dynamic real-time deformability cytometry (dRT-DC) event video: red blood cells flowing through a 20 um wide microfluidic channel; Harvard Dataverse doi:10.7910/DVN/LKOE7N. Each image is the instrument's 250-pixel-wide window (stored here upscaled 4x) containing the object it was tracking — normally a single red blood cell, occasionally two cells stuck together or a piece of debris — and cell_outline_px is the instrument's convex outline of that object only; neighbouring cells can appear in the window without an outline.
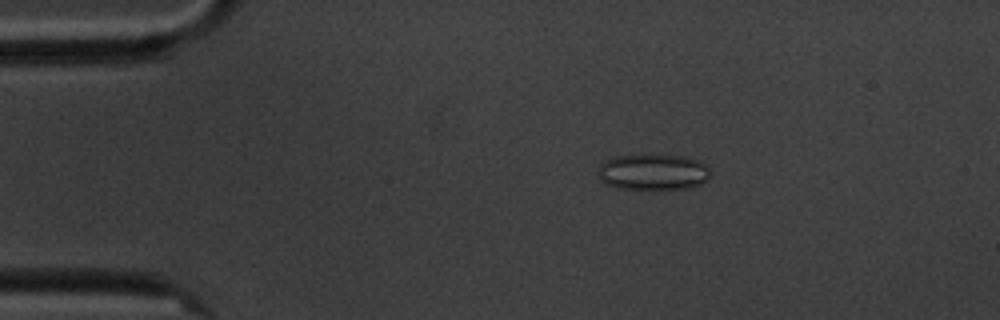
{"species": "common noctule bat (a hibernating species)", "species_latin": "Nyctalus noctula", "temperature_condition": "cold", "stored_images_in_passage": 6, "camera_frame_rate_fps": 3000, "um_per_image_px": 0.085, "animal": {"sex": "male", "body_mass_g": 20.1, "forearm_length_mm": 53.5}, "frame": {"image": 1, "passage_image": 2, "time_ms": 1.0, "image_size_px": [1000, 320], "cell_outline_px": [[712, 176], [708, 180], [700, 184], [688, 188], [616, 188], [604, 184], [600, 180], [600, 164], [616, 156], [684, 156], [700, 160], [712, 172]], "centroid_in_image_um": [55.57, 14.63], "position_along_channel_um": 29.4, "area_um2": 23.18}}
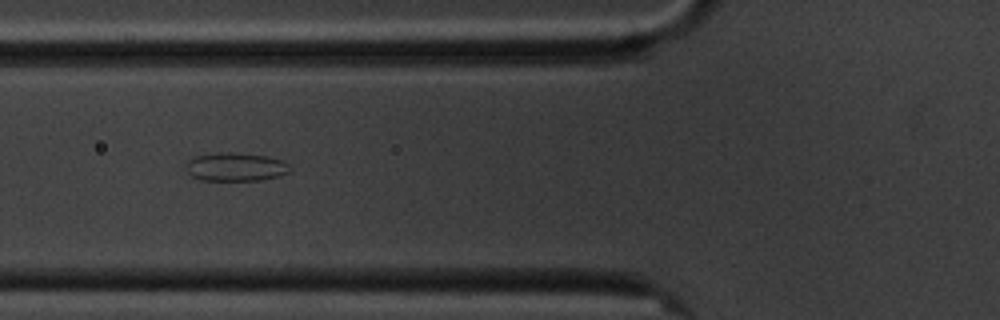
{"frame": {"image": 2, "passage_image": 5, "time_ms": 4.667, "image_size_px": [1000, 320], "cell_outline_px": [[292, 168], [288, 172], [276, 176], [260, 180], [200, 180], [192, 176], [188, 172], [188, 160], [192, 156], [216, 152], [232, 152], [264, 156], [284, 160]], "centroid_in_image_um": [20.02, 14.17], "position_along_channel_um": 105.8, "area_um2": 17.17}}
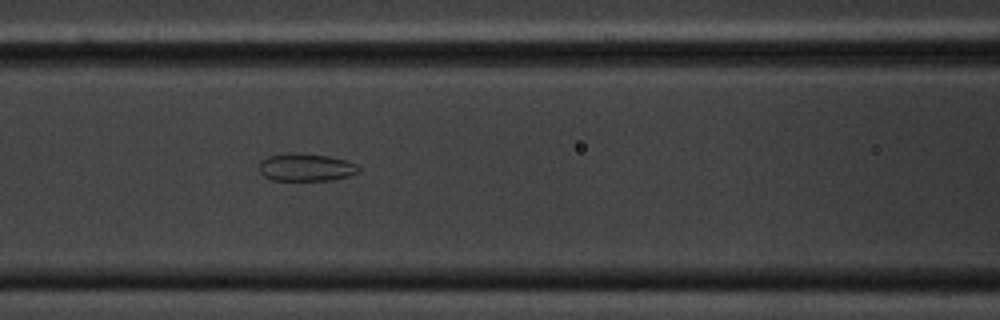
{"frame": {"image": 3, "passage_image": 6, "time_ms": 5.667, "image_size_px": [1000, 320], "cell_outline_px": [[360, 172], [348, 176], [332, 180], [272, 180], [264, 176], [260, 172], [260, 160], [268, 156], [288, 152], [292, 152], [328, 156], [344, 160], [356, 164], [360, 168]], "centroid_in_image_um": [25.99, 14.22], "position_along_channel_um": 140.6, "area_um2": 16.07}}